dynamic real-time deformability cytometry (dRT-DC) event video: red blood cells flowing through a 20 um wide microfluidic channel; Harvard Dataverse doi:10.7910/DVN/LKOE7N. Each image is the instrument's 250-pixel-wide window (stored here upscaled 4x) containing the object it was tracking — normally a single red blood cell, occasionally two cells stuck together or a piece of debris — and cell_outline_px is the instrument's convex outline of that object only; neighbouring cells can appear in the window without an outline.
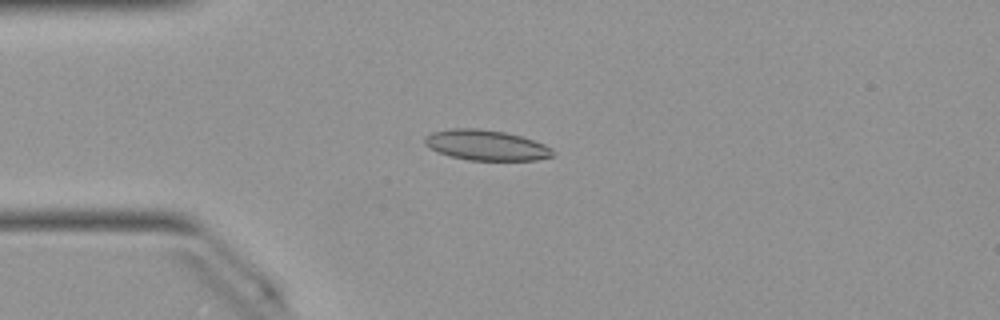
{"species": "Egyptian fruit bat (a non-hibernating species)", "species_latin": "Rousettus aegyptiacus", "temperature_condition": "warm", "stored_images_in_passage": 51, "camera_frame_rate_fps": 3000, "um_per_image_px": 0.085, "animal": {"sex": "female"}, "frame": {"image": 1, "passage_image": 13, "time_ms": 4.0, "image_size_px": [1000, 320], "cell_outline_px": [[552, 156], [536, 160], [468, 160], [448, 156], [424, 144], [424, 136], [432, 132], [452, 128], [476, 128], [504, 132], [524, 136], [544, 144], [552, 148]], "centroid_in_image_um": [41.31, 12.33], "position_along_channel_um": 43.7, "area_um2": 22.66}}
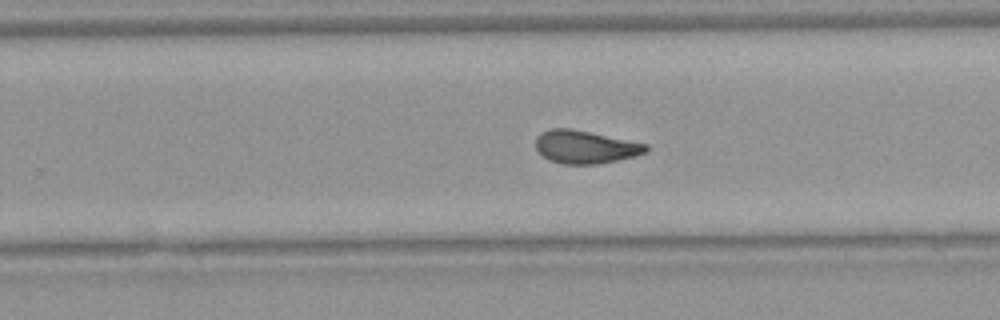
{"frame": {"image": 2, "passage_image": 32, "time_ms": 10.333, "image_size_px": [1000, 320], "cell_outline_px": [[648, 152], [636, 156], [596, 164], [564, 164], [548, 160], [536, 148], [536, 136], [540, 132], [552, 128], [572, 128], [648, 144]], "centroid_in_image_um": [49.75, 12.48], "position_along_channel_um": 280.1, "area_um2": 21.27}}
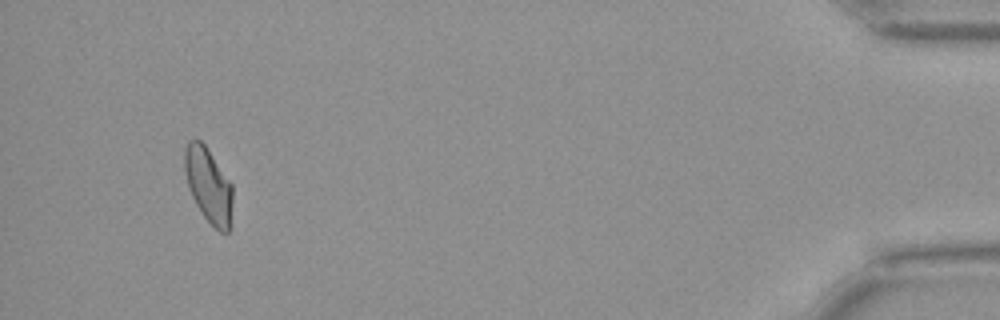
{"frame": {"image": 3, "passage_image": 48, "time_ms": 15.667, "image_size_px": [1000, 320], "cell_outline_px": [[232, 200], [228, 232], [220, 232], [200, 212], [188, 188], [184, 172], [184, 148], [188, 140], [200, 140], [204, 144], [232, 184]], "centroid_in_image_um": [17.68, 15.71], "position_along_channel_um": 417.5, "area_um2": 20.69}, "authors_computed_cell_mechanics": {"area_um2": 21.3282, "velocity_mm_per_s": 4.0327, "shape_relaxation_time_tau1_ms": null, "shape_relaxation_time_tau2_ms": 1.7645, "deformation_change_tau1": null, "deformation_change_tau2": 0.0845}}